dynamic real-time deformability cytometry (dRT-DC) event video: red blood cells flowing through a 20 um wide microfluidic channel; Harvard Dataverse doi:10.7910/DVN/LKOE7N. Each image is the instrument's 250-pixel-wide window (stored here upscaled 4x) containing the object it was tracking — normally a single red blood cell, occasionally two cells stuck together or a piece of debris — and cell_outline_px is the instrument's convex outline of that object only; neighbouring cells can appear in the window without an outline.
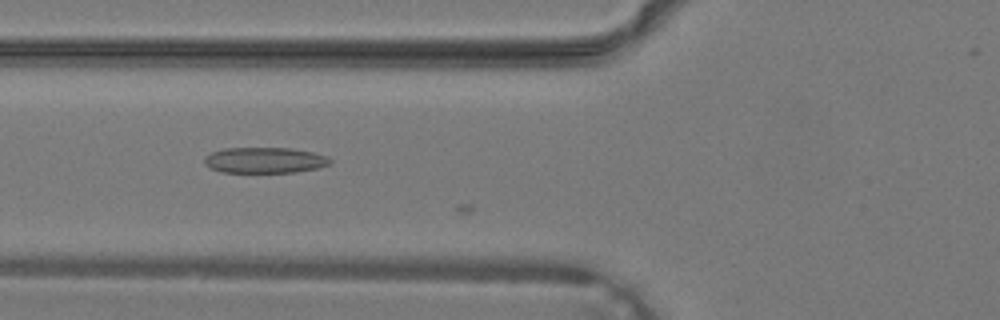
{"species": "common noctule bat (a hibernating species)", "species_latin": "Nyctalus noctula", "temperature_condition": "warm", "stored_images_in_passage": 9, "camera_frame_rate_fps": 3000, "um_per_image_px": 0.085, "animal": {"sex": "male", "body_mass_g": 19.2, "forearm_length_mm": 51.8}, "frame": {"image": 1, "passage_image": 7, "time_ms": 2.0, "image_size_px": [1000, 320], "cell_outline_px": [[332, 164], [320, 168], [296, 172], [220, 172], [208, 168], [204, 164], [204, 156], [212, 152], [224, 148], [288, 148], [312, 152], [328, 156], [332, 160]], "centroid_in_image_um": [22.5, 13.62], "position_along_channel_um": 103.3, "area_um2": 19.13}}